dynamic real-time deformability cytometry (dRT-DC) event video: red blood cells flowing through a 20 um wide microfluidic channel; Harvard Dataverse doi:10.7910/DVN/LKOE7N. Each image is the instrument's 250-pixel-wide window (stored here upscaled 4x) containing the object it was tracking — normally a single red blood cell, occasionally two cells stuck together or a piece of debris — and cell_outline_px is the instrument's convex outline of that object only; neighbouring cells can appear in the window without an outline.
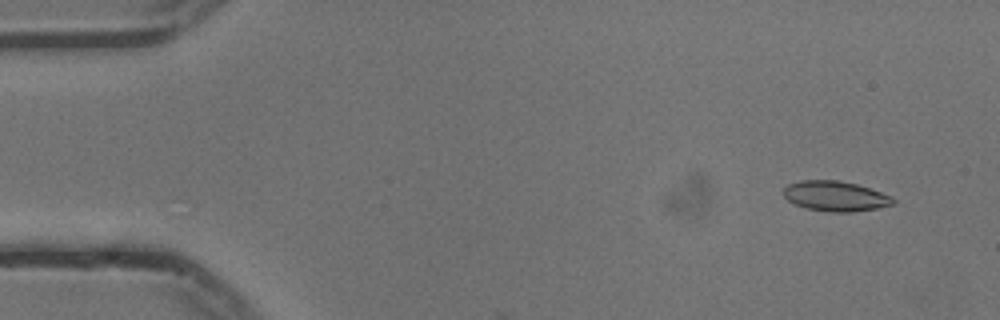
{"species": "common noctule bat (a hibernating species)", "species_latin": "Nyctalus noctula", "temperature_condition": "cold", "stored_images_in_passage": 9, "camera_frame_rate_fps": 3000, "um_per_image_px": 0.085, "animal": {"sex": "male", "body_mass_g": 13.3}, "frame": {"image": 1, "passage_image": 4, "time_ms": 1.0, "image_size_px": [1000, 320], "cell_outline_px": [[896, 200], [892, 204], [876, 208], [852, 212], [828, 212], [804, 208], [788, 200], [784, 196], [784, 188], [788, 184], [800, 180], [840, 180], [856, 184], [892, 196]], "centroid_in_image_um": [70.99, 16.67], "position_along_channel_um": 14.0, "area_um2": 19.19}}